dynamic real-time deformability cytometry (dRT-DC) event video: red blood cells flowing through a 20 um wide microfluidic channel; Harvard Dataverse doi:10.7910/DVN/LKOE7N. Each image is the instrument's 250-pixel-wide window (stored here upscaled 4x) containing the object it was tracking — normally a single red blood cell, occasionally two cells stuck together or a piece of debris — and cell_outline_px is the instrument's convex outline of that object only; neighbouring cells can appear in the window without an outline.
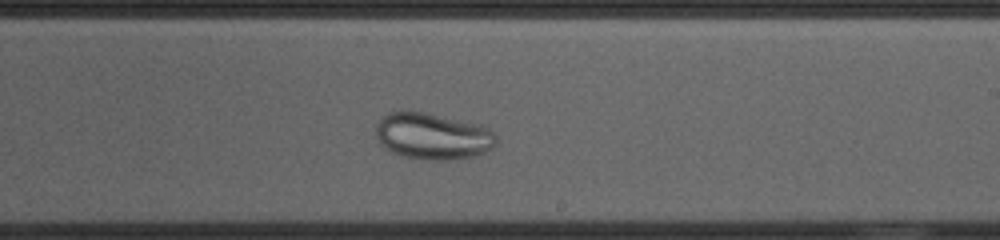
{"species": "common noctule bat (a hibernating species)", "species_latin": "Nyctalus noctula", "temperature_condition": "cold", "stored_images_in_passage": 43, "camera_frame_rate_fps": 3000, "um_per_image_px": 0.085, "animal": {"sex": "female", "body_mass_g": 23.0, "forearm_length_mm": 53.4}, "frame": {"image": 1, "passage_image": 26, "time_ms": 8.333, "image_size_px": [1000, 240], "cell_outline_px": [[496, 144], [492, 148], [476, 156], [456, 160], [424, 160], [392, 152], [380, 144], [376, 136], [376, 124], [388, 112], [404, 108], [424, 112], [480, 124], [488, 128], [496, 136]], "centroid_in_image_um": [36.77, 11.55], "position_along_channel_um": 252.2, "area_um2": 33.06}}
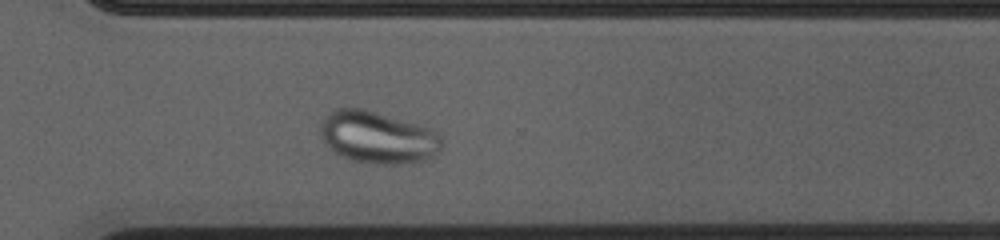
{"frame": {"image": 2, "passage_image": 33, "time_ms": 10.667, "image_size_px": [1000, 240], "cell_outline_px": [[440, 152], [424, 160], [408, 164], [372, 164], [352, 160], [340, 156], [328, 148], [320, 136], [320, 124], [336, 108], [364, 108], [432, 128], [440, 136]], "centroid_in_image_um": [32.1, 11.69], "position_along_channel_um": 338.5, "area_um2": 37.05}}
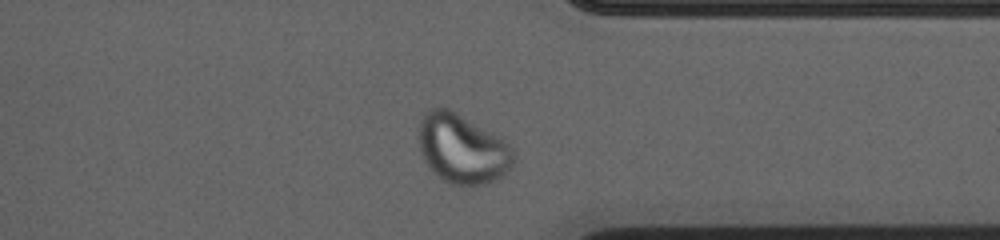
{"frame": {"image": 3, "passage_image": 36, "time_ms": 11.667, "image_size_px": [1000, 240], "cell_outline_px": [[516, 160], [512, 168], [500, 176], [484, 184], [472, 188], [452, 184], [444, 180], [432, 172], [424, 160], [420, 152], [420, 120], [432, 108], [448, 108], [456, 112], [500, 136], [512, 148]], "centroid_in_image_um": [39.33, 12.68], "position_along_channel_um": 372.1, "area_um2": 38.44}}